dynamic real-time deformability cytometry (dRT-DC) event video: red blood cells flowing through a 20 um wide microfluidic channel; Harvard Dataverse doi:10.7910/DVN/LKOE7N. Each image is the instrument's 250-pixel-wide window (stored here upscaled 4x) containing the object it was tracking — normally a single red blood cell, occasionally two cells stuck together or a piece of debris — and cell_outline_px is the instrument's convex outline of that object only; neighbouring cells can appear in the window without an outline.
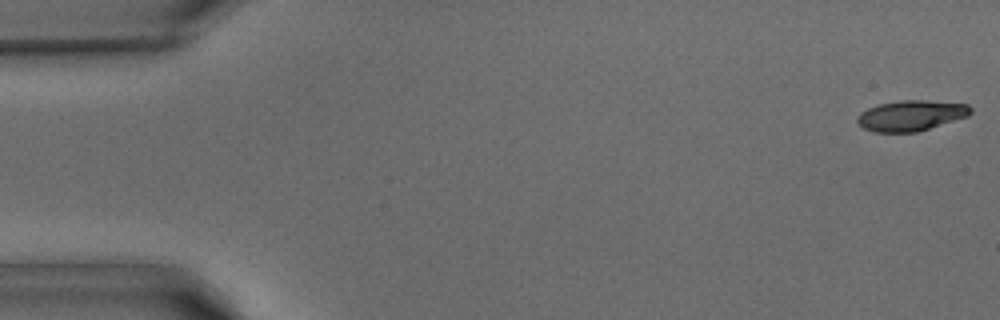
{"species": "common noctule bat (a hibernating species)", "species_latin": "Nyctalus noctula", "temperature_condition": "warm", "stored_images_in_passage": 42, "camera_frame_rate_fps": 3000, "um_per_image_px": 0.085, "animal": {"sex": "male", "body_mass_g": 15.6}, "frame": {"image": 1, "passage_image": 1, "time_ms": 0.0, "image_size_px": [1000, 320], "cell_outline_px": [[972, 112], [968, 116], [916, 132], [872, 132], [864, 128], [856, 120], [856, 116], [860, 112], [868, 108], [880, 104], [900, 100], [924, 100], [968, 104], [972, 108]], "centroid_in_image_um": [77.43, 9.82], "position_along_channel_um": 7.6, "area_um2": 20.11}}
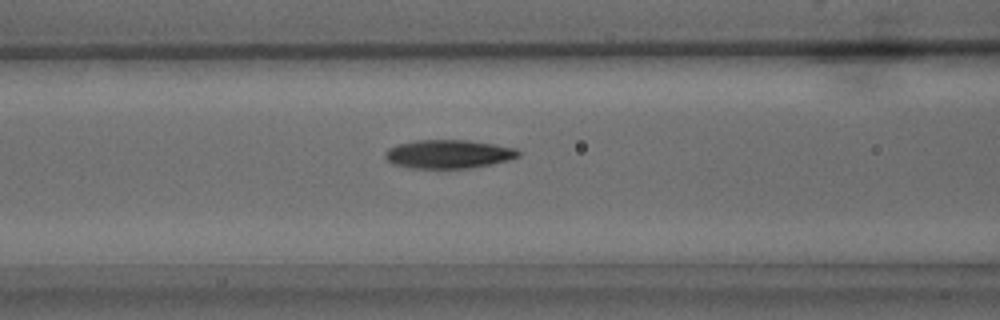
{"frame": {"image": 2, "passage_image": 17, "time_ms": 5.333, "image_size_px": [1000, 320], "cell_outline_px": [[520, 156], [508, 160], [492, 164], [472, 168], [408, 168], [392, 164], [384, 156], [384, 152], [388, 148], [396, 144], [416, 140], [468, 140], [496, 144], [516, 148], [520, 152]], "centroid_in_image_um": [38.11, 13.09], "position_along_channel_um": 128.5, "area_um2": 22.48}}
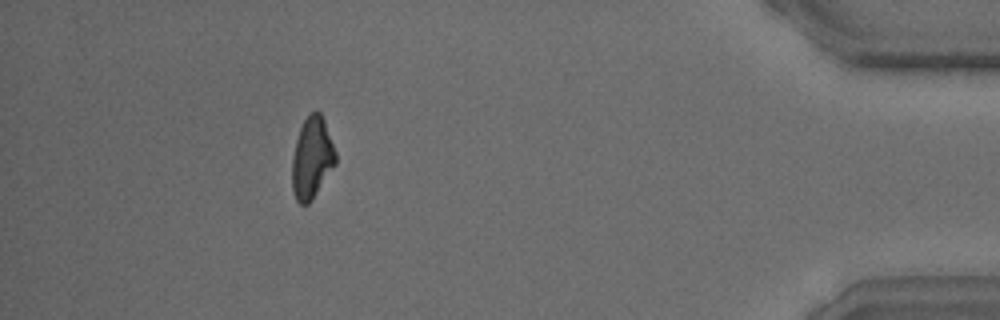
{"frame": {"image": 3, "passage_image": 38, "time_ms": 12.333, "image_size_px": [1000, 320], "cell_outline_px": [[336, 164], [312, 200], [308, 204], [300, 204], [296, 200], [292, 192], [292, 156], [296, 140], [300, 128], [304, 120], [316, 108], [320, 112], [324, 120], [336, 152]], "centroid_in_image_um": [26.51, 13.44], "position_along_channel_um": 408.7, "area_um2": 20.75}}